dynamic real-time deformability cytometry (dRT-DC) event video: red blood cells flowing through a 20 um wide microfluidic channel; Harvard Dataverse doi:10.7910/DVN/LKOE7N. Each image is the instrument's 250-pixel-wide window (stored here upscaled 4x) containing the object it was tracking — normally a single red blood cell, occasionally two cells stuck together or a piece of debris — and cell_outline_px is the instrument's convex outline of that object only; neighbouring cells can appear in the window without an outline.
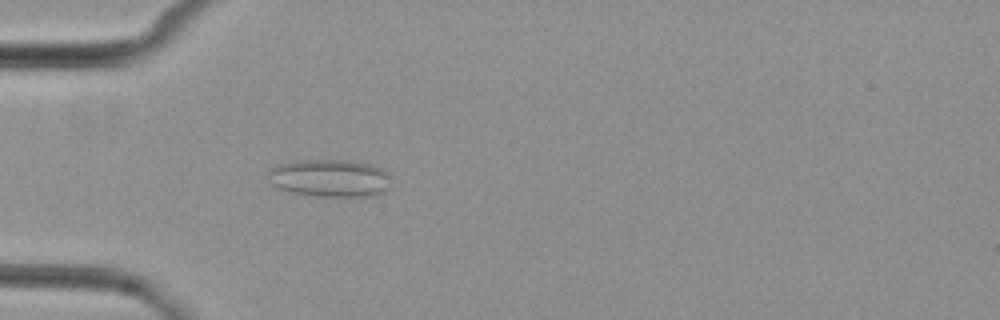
{"species": "common noctule bat (a hibernating species)", "species_latin": "Nyctalus noctula", "temperature_condition": "cold", "stored_images_in_passage": 5, "camera_frame_rate_fps": 3000, "um_per_image_px": 0.085, "animal": {"sex": "female", "body_mass_g": 29.2, "forearm_length_mm": 56.3}, "frame": {"image": 1, "passage_image": 5, "time_ms": 5.0, "image_size_px": [1000, 320], "cell_outline_px": [[392, 188], [376, 196], [316, 196], [288, 192], [276, 188], [272, 184], [268, 172], [268, 168], [292, 160], [352, 160], [368, 164], [380, 168], [388, 172], [392, 176]], "centroid_in_image_um": [28.08, 15.14], "position_along_channel_um": 56.9, "area_um2": 27.63}}